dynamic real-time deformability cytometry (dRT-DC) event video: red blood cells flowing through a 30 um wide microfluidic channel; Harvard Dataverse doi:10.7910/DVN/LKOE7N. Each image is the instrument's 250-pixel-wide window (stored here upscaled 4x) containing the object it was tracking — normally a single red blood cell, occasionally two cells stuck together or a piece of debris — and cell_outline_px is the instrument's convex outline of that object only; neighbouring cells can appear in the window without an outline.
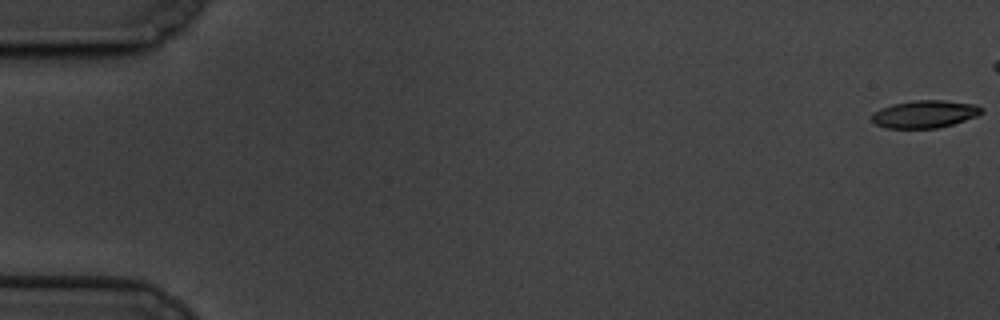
{"species": "common noctule bat (a hibernating species)", "species_latin": "Nyctalus noctula", "temperature_condition": "cold", "stored_images_in_passage": 53, "camera_frame_rate_fps": 3000, "um_per_image_px": 0.085, "animal": {"sex": "male", "body_mass_g": 19.5, "forearm_length_mm": 54.6}, "frame": {"image": 1, "passage_image": 1, "time_ms": 0.0, "image_size_px": [1000, 320], "cell_outline_px": [[984, 112], [976, 116], [952, 124], [936, 128], [888, 128], [876, 124], [872, 120], [872, 112], [880, 108], [892, 104], [912, 100], [944, 100], [976, 104], [984, 108]], "centroid_in_image_um": [78.61, 9.68], "position_along_channel_um": 6.4, "area_um2": 17.69}}
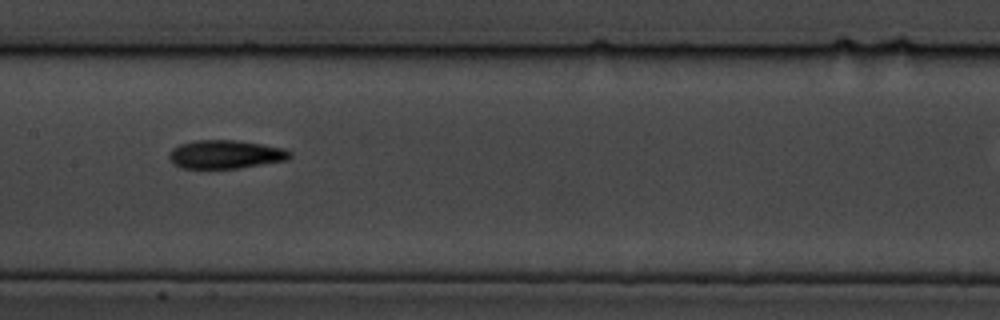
{"frame": {"image": 2, "passage_image": 31, "time_ms": 10.0, "image_size_px": [1000, 320], "cell_outline_px": [[292, 156], [288, 160], [240, 168], [184, 168], [176, 164], [168, 156], [172, 148], [180, 144], [196, 140], [236, 140], [264, 144], [284, 148], [292, 152]], "centroid_in_image_um": [19.23, 13.11], "position_along_channel_um": 188.2, "area_um2": 20.06}}
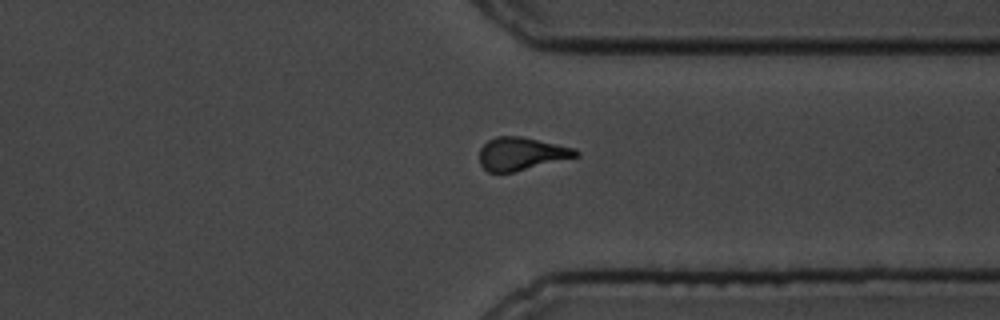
{"frame": {"image": 3, "passage_image": 47, "time_ms": 15.333, "image_size_px": [1000, 320], "cell_outline_px": [[580, 156], [512, 172], [488, 172], [480, 164], [480, 148], [488, 140], [496, 136], [520, 136], [576, 148], [580, 152]], "centroid_in_image_um": [44.33, 13.06], "position_along_channel_um": 367.1, "area_um2": 18.44}}